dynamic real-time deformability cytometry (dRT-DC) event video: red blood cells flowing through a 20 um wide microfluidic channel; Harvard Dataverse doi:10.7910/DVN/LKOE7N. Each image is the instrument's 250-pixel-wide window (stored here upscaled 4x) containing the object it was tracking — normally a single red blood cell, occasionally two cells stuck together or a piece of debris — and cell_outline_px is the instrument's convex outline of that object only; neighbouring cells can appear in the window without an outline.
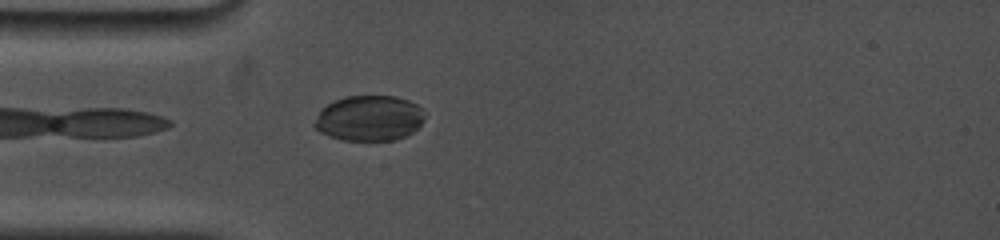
{"species": "common noctule bat (a hibernating species)", "species_latin": "Nyctalus noctula", "temperature_condition": "cold", "stored_images_in_passage": 6, "camera_frame_rate_fps": 5000, "um_per_image_px": 0.085, "animal": {"sex": "female", "body_mass_g": 19.0, "forearm_length_mm": 53.3}, "frame": {"image": 1, "passage_image": 1, "time_ms": 0.0, "image_size_px": [1000, 240], "cell_outline_px": [[424, 120], [412, 132], [396, 140], [340, 140], [328, 136], [320, 132], [312, 124], [320, 108], [336, 100], [348, 96], [396, 96], [408, 100], [424, 108]], "centroid_in_image_um": [31.37, 10.05], "position_along_channel_um": 53.6, "area_um2": 29.36}}
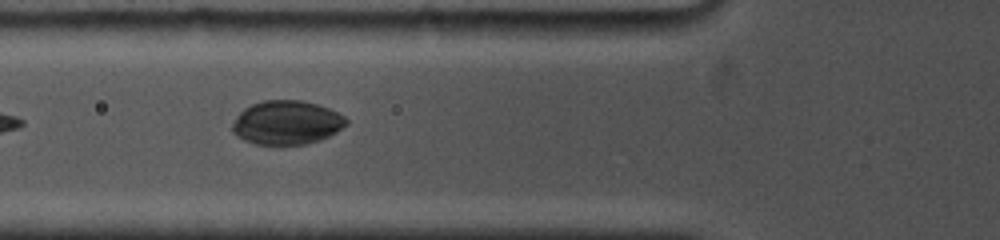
{"frame": {"image": 2, "passage_image": 3, "time_ms": 1.4, "image_size_px": [1000, 240], "cell_outline_px": [[348, 124], [336, 132], [320, 140], [308, 144], [256, 144], [244, 140], [236, 136], [232, 132], [232, 124], [236, 116], [244, 108], [252, 104], [264, 100], [300, 100], [316, 104], [328, 108], [344, 116], [348, 120]], "centroid_in_image_um": [24.36, 10.42], "position_along_channel_um": 101.4, "area_um2": 29.13}}
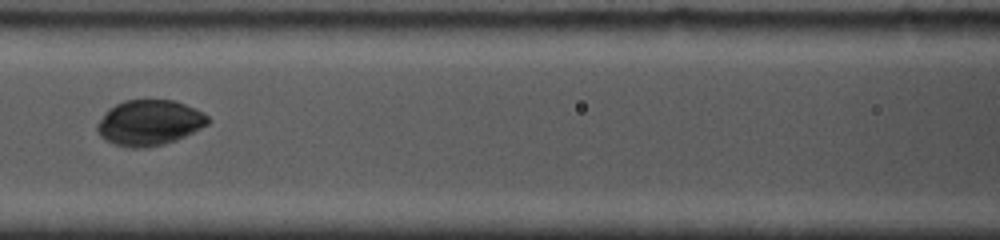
{"frame": {"image": 3, "passage_image": 5, "time_ms": 2.8, "image_size_px": [1000, 240], "cell_outline_px": [[212, 120], [208, 124], [176, 140], [164, 144], [144, 148], [128, 148], [104, 140], [96, 132], [96, 124], [104, 112], [108, 108], [124, 100], [172, 100], [184, 104], [208, 116]], "centroid_in_image_um": [12.64, 10.44], "position_along_channel_um": 154.0, "area_um2": 29.36}}